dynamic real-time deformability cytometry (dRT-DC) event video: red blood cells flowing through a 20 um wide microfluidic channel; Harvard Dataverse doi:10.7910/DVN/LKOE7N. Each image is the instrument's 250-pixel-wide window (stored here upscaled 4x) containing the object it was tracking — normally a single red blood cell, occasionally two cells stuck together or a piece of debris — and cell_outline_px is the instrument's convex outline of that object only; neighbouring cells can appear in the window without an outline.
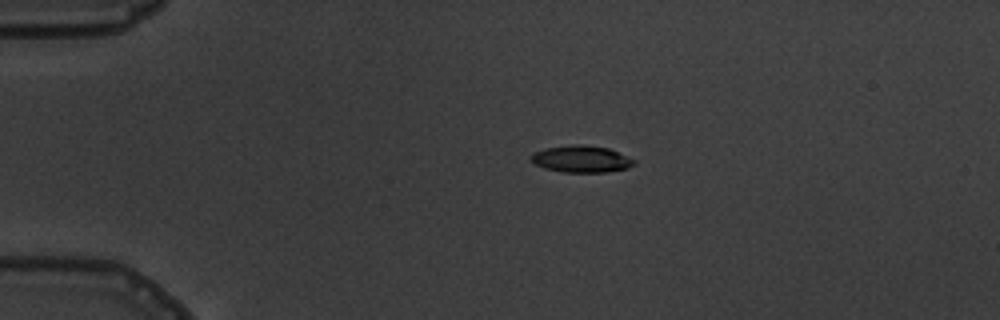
{"species": "common noctule bat (a hibernating species)", "species_latin": "Nyctalus noctula", "temperature_condition": "warm", "stored_images_in_passage": 10, "camera_frame_rate_fps": 3000, "um_per_image_px": 0.085, "animal": {"sex": "male", "body_mass_g": 19.5, "forearm_length_mm": 54.6}, "frame": {"image": 1, "passage_image": 4, "time_ms": 3.333, "image_size_px": [1000, 320], "cell_outline_px": [[636, 164], [628, 168], [608, 172], [564, 172], [544, 168], [528, 160], [532, 152], [544, 148], [572, 144], [580, 144], [608, 148], [636, 160]], "centroid_in_image_um": [49.38, 13.51], "position_along_channel_um": 35.6, "area_um2": 16.3}}
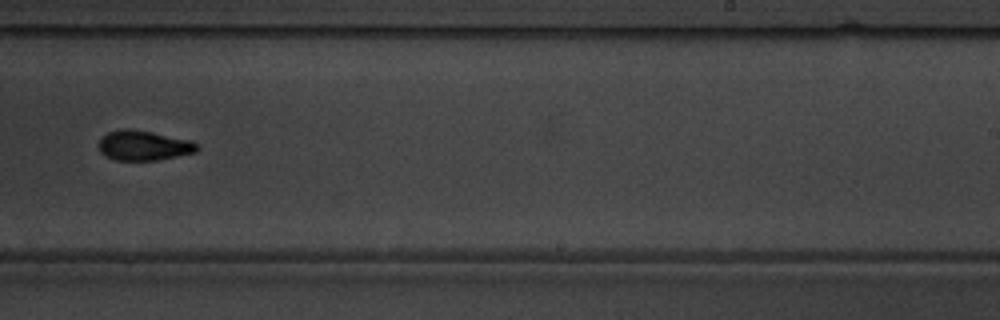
{"frame": {"image": 2, "passage_image": 10, "time_ms": 11.0, "image_size_px": [1000, 320], "cell_outline_px": [[200, 148], [196, 152], [156, 160], [116, 160], [104, 156], [100, 152], [100, 140], [108, 132], [120, 128], [128, 128], [152, 132], [192, 140]], "centroid_in_image_um": [12.22, 12.36], "position_along_channel_um": 276.8, "area_um2": 17.11}}